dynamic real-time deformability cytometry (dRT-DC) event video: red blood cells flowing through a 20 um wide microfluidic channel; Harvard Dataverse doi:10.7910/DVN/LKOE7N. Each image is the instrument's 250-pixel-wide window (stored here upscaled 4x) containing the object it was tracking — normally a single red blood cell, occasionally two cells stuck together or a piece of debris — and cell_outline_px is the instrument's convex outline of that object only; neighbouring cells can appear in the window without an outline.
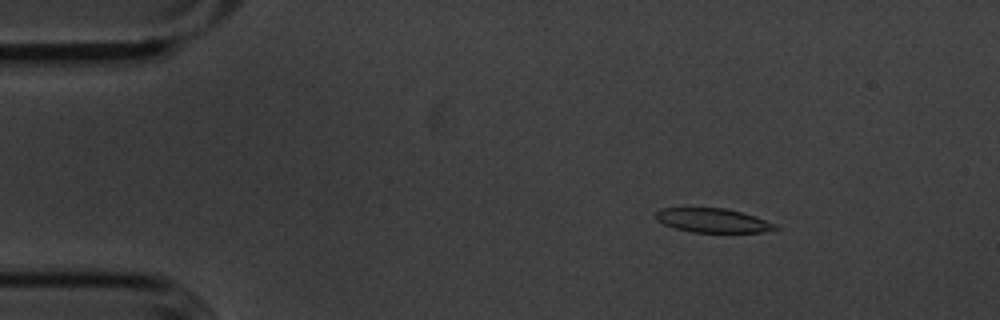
{"species": "common noctule bat (a hibernating species)", "species_latin": "Nyctalus noctula", "temperature_condition": "cold", "stored_images_in_passage": 49, "camera_frame_rate_fps": 3000, "um_per_image_px": 0.085, "animal": {"sex": "male", "body_mass_g": 20.1, "forearm_length_mm": 53.5}, "frame": {"image": 1, "passage_image": 2, "time_ms": 0.333, "image_size_px": [1000, 320], "cell_outline_px": [[780, 228], [764, 232], [692, 232], [676, 228], [664, 224], [656, 220], [656, 212], [660, 208], [724, 208], [756, 216], [776, 224]], "centroid_in_image_um": [60.6, 18.74], "position_along_channel_um": 24.4, "area_um2": 16.7}}
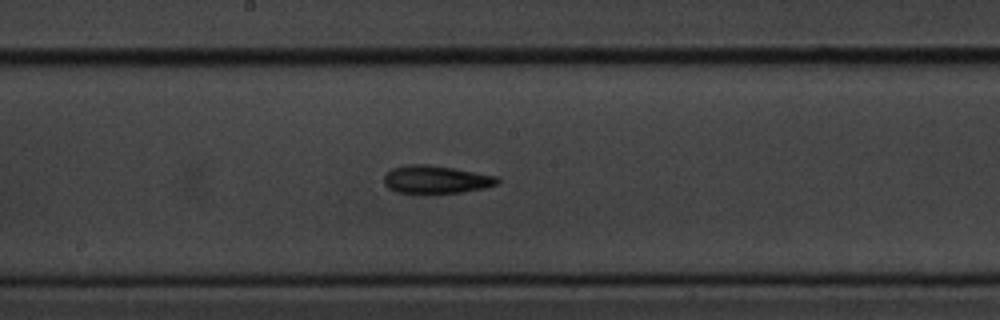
{"frame": {"image": 2, "passage_image": 23, "time_ms": 7.333, "image_size_px": [1000, 320], "cell_outline_px": [[500, 184], [484, 188], [460, 192], [396, 192], [388, 188], [384, 184], [384, 176], [392, 168], [408, 164], [428, 164], [500, 176]], "centroid_in_image_um": [37.1, 15.24], "position_along_channel_um": 211.1, "area_um2": 18.32}}
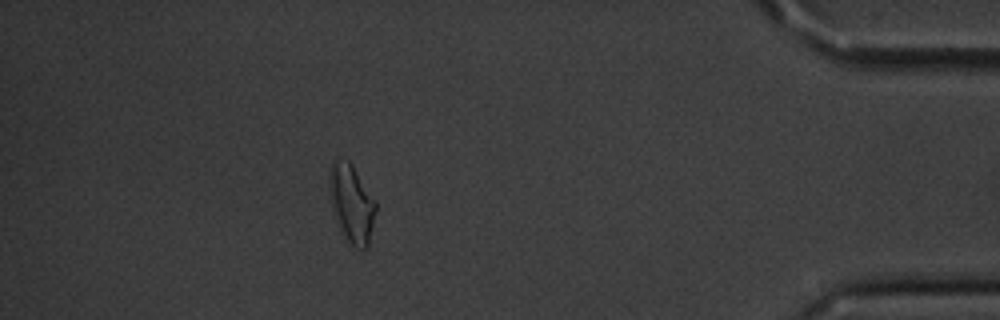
{"frame": {"image": 3, "passage_image": 43, "time_ms": 14.0, "image_size_px": [1000, 320], "cell_outline_px": [[376, 212], [368, 248], [364, 252], [348, 244], [344, 240], [336, 220], [332, 208], [328, 188], [328, 176], [332, 164], [336, 160], [348, 160], [352, 164], [376, 200]], "centroid_in_image_um": [29.89, 17.36], "position_along_channel_um": 405.3, "area_um2": 21.68}, "authors_computed_cell_mechanics": {"area_um2": 18.5538, "velocity_mm_per_s": 3.6146, "shape_relaxation_time_tau1_ms": 2.1742, "shape_relaxation_time_tau2_ms": 4.6962, "deformation_change_tau1": 0.1455, "deformation_change_tau2": 0.1504}}